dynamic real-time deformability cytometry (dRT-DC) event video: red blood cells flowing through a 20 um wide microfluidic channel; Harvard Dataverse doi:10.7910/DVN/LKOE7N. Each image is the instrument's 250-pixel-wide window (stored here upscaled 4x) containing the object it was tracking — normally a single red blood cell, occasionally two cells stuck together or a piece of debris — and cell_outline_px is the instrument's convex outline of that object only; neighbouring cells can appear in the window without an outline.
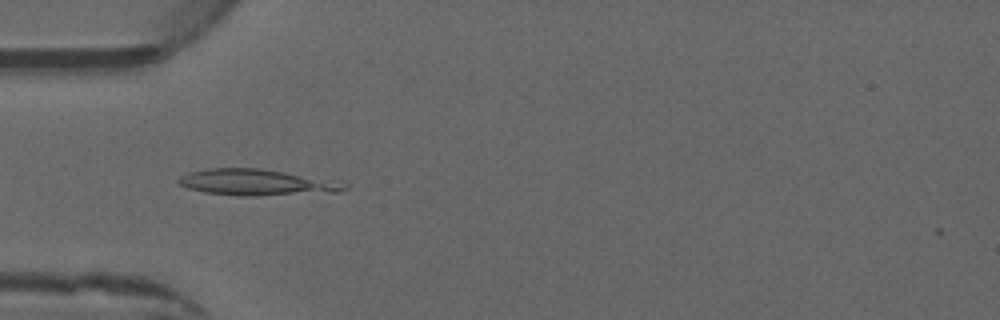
{"species": "common noctule bat (a hibernating species)", "species_latin": "Nyctalus noctula", "temperature_condition": "warm", "stored_images_in_passage": 6, "camera_frame_rate_fps": 3000, "um_per_image_px": 0.085, "animal": {"sex": "male", "forearm_length_mm": 52.5}, "frame": {"image": 1, "passage_image": 4, "time_ms": 1.0, "image_size_px": [1000, 320], "cell_outline_px": [[348, 188], [336, 192], [256, 196], [244, 196], [204, 192], [188, 188], [180, 184], [176, 180], [180, 176], [188, 172], [208, 168], [260, 168], [284, 172], [348, 184]], "centroid_in_image_um": [21.73, 15.5], "position_along_channel_um": 63.3, "area_um2": 24.97}}